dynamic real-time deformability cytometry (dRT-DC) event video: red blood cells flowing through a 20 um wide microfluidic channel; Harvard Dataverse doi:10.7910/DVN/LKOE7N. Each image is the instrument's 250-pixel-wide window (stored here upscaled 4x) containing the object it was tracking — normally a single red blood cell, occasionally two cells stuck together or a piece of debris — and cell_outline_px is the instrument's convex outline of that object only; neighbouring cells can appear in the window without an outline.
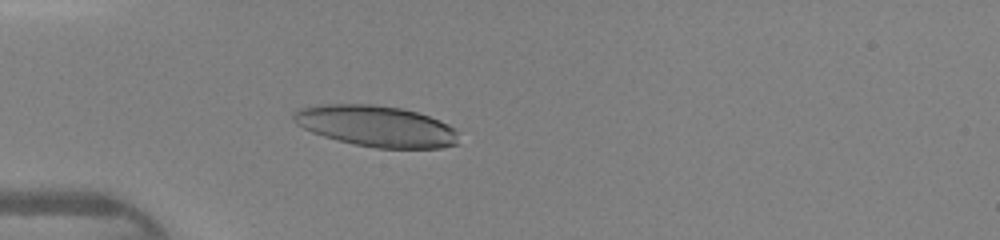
{"species": "human", "species_latin": "Homo sapiens", "temperature_condition": "warm", "stored_images_in_passage": 46, "camera_frame_rate_fps": 3000, "um_per_image_px": 0.085, "donor": {"sex": "female"}, "frame": {"image": 1, "passage_image": 14, "time_ms": 4.333, "image_size_px": [1000, 240], "cell_outline_px": [[460, 144], [440, 148], [376, 148], [336, 140], [312, 132], [296, 124], [292, 120], [292, 112], [296, 108], [320, 104], [372, 104], [400, 108], [416, 112], [440, 120], [448, 124], [456, 132]], "centroid_in_image_um": [31.94, 10.71], "position_along_channel_um": 53.1, "area_um2": 39.71}}
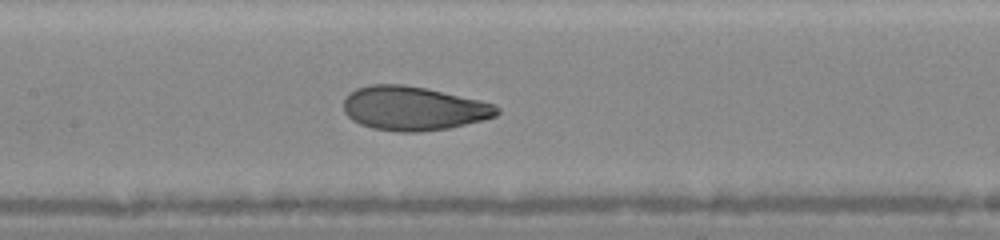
{"frame": {"image": 2, "passage_image": 23, "time_ms": 7.333, "image_size_px": [1000, 240], "cell_outline_px": [[500, 112], [496, 116], [484, 120], [448, 128], [420, 132], [396, 132], [372, 128], [360, 124], [352, 120], [344, 112], [344, 96], [348, 92], [356, 88], [368, 84], [404, 84], [424, 88], [480, 100], [496, 104], [500, 108]], "centroid_in_image_um": [35.12, 9.21], "position_along_channel_um": 172.3, "area_um2": 39.65}}
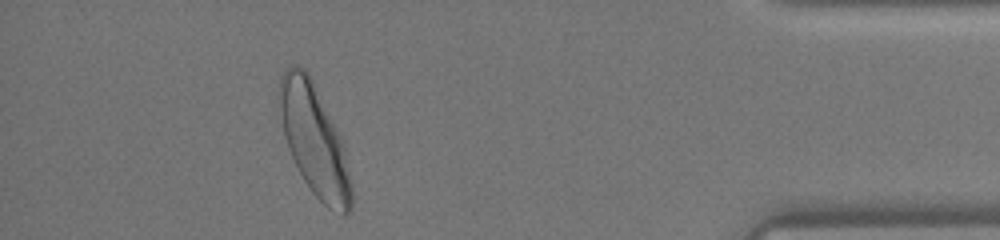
{"frame": {"image": 3, "passage_image": 42, "time_ms": 13.667, "image_size_px": [1000, 240], "cell_outline_px": [[352, 208], [344, 216], [340, 216], [328, 208], [312, 192], [304, 180], [288, 148], [284, 136], [276, 96], [276, 92], [280, 76], [284, 68], [288, 64], [292, 64], [304, 68], [308, 72], [344, 144], [352, 184]], "centroid_in_image_um": [26.69, 11.89], "position_along_channel_um": 408.5, "area_um2": 46.93}}